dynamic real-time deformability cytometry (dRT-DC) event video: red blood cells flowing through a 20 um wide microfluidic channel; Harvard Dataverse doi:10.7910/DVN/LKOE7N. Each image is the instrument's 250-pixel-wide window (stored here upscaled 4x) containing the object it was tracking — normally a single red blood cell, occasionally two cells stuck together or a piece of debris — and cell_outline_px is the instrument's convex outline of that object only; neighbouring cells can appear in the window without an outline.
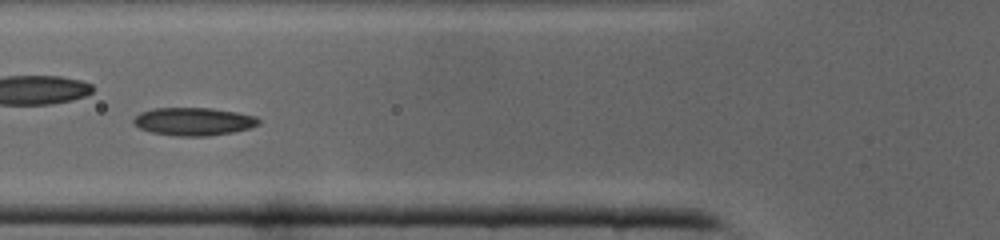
{"species": "common noctule bat (a hibernating species)", "species_latin": "Nyctalus noctula", "temperature_condition": "cold", "stored_images_in_passage": 39, "camera_frame_rate_fps": 3000, "um_per_image_px": 0.085, "animal": {"sex": "male", "body_mass_g": 19.0, "forearm_length_mm": 50.8}, "frame": {"image": 1, "passage_image": 12, "time_ms": 3.667, "image_size_px": [1000, 240], "cell_outline_px": [[260, 124], [248, 128], [232, 132], [208, 136], [176, 136], [152, 132], [140, 128], [132, 124], [132, 120], [140, 112], [152, 108], [212, 108], [236, 112], [256, 116], [260, 120]], "centroid_in_image_um": [16.43, 10.32], "position_along_channel_um": 109.4, "area_um2": 20.4}}
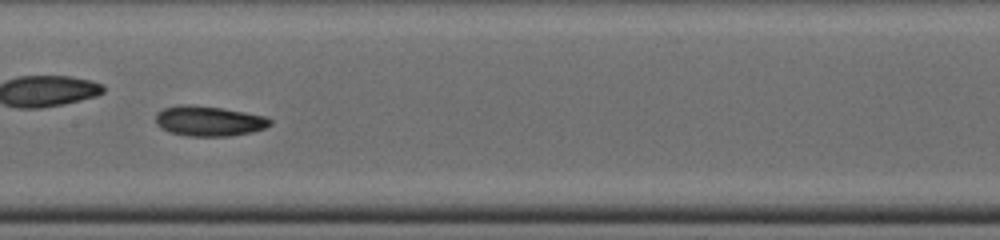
{"frame": {"image": 2, "passage_image": 17, "time_ms": 5.333, "image_size_px": [1000, 240], "cell_outline_px": [[272, 124], [264, 128], [252, 132], [232, 136], [188, 136], [168, 132], [160, 128], [156, 124], [156, 112], [164, 108], [180, 104], [192, 104], [220, 108], [244, 112], [264, 116], [272, 120]], "centroid_in_image_um": [17.72, 10.29], "position_along_channel_um": 189.7, "area_um2": 20.23}}